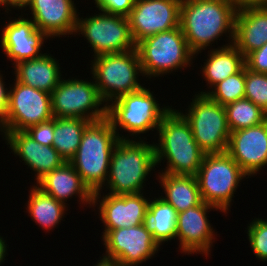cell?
I'll list each match as a JSON object with an SVG mask.
<instances>
[{"label": "cell", "mask_w": 267, "mask_h": 266, "mask_svg": "<svg viewBox=\"0 0 267 266\" xmlns=\"http://www.w3.org/2000/svg\"><path fill=\"white\" fill-rule=\"evenodd\" d=\"M237 10L233 0H182L180 27L190 50L201 53L227 32L233 41Z\"/></svg>", "instance_id": "cell-1"}, {"label": "cell", "mask_w": 267, "mask_h": 266, "mask_svg": "<svg viewBox=\"0 0 267 266\" xmlns=\"http://www.w3.org/2000/svg\"><path fill=\"white\" fill-rule=\"evenodd\" d=\"M159 140L155 144L156 165L163 159L167 167L162 173L196 175L205 153L194 139L189 123L176 109H171L158 127Z\"/></svg>", "instance_id": "cell-2"}, {"label": "cell", "mask_w": 267, "mask_h": 266, "mask_svg": "<svg viewBox=\"0 0 267 266\" xmlns=\"http://www.w3.org/2000/svg\"><path fill=\"white\" fill-rule=\"evenodd\" d=\"M119 135L107 117L90 122L75 156L69 161L93 193L100 191L107 181L114 147L120 139H128Z\"/></svg>", "instance_id": "cell-3"}, {"label": "cell", "mask_w": 267, "mask_h": 266, "mask_svg": "<svg viewBox=\"0 0 267 266\" xmlns=\"http://www.w3.org/2000/svg\"><path fill=\"white\" fill-rule=\"evenodd\" d=\"M140 140L120 139L114 147L105 184L110 194L123 195L143 191V183L149 172L155 168L156 158L155 144H147L141 138Z\"/></svg>", "instance_id": "cell-4"}, {"label": "cell", "mask_w": 267, "mask_h": 266, "mask_svg": "<svg viewBox=\"0 0 267 266\" xmlns=\"http://www.w3.org/2000/svg\"><path fill=\"white\" fill-rule=\"evenodd\" d=\"M91 62L94 82L106 105L121 95L143 87L137 79L143 72L136 48L122 53L102 54Z\"/></svg>", "instance_id": "cell-5"}, {"label": "cell", "mask_w": 267, "mask_h": 266, "mask_svg": "<svg viewBox=\"0 0 267 266\" xmlns=\"http://www.w3.org/2000/svg\"><path fill=\"white\" fill-rule=\"evenodd\" d=\"M136 49L143 75L149 78L186 68L195 56L181 27L148 37L140 41Z\"/></svg>", "instance_id": "cell-6"}, {"label": "cell", "mask_w": 267, "mask_h": 266, "mask_svg": "<svg viewBox=\"0 0 267 266\" xmlns=\"http://www.w3.org/2000/svg\"><path fill=\"white\" fill-rule=\"evenodd\" d=\"M195 176L202 201L226 214L238 184L247 175L227 152H223L205 154Z\"/></svg>", "instance_id": "cell-7"}, {"label": "cell", "mask_w": 267, "mask_h": 266, "mask_svg": "<svg viewBox=\"0 0 267 266\" xmlns=\"http://www.w3.org/2000/svg\"><path fill=\"white\" fill-rule=\"evenodd\" d=\"M153 93L144 86L135 92L121 95L107 105V118L115 132L118 128L139 135L146 131L158 130L162 118L172 109L160 108Z\"/></svg>", "instance_id": "cell-8"}, {"label": "cell", "mask_w": 267, "mask_h": 266, "mask_svg": "<svg viewBox=\"0 0 267 266\" xmlns=\"http://www.w3.org/2000/svg\"><path fill=\"white\" fill-rule=\"evenodd\" d=\"M189 107L186 115L179 113L189 123L200 149L205 154L226 152L231 132L224 106L198 93Z\"/></svg>", "instance_id": "cell-9"}, {"label": "cell", "mask_w": 267, "mask_h": 266, "mask_svg": "<svg viewBox=\"0 0 267 266\" xmlns=\"http://www.w3.org/2000/svg\"><path fill=\"white\" fill-rule=\"evenodd\" d=\"M102 102L95 82L76 78L61 79L51 92L54 117L98 121L107 117V105ZM101 104L103 107H100Z\"/></svg>", "instance_id": "cell-10"}, {"label": "cell", "mask_w": 267, "mask_h": 266, "mask_svg": "<svg viewBox=\"0 0 267 266\" xmlns=\"http://www.w3.org/2000/svg\"><path fill=\"white\" fill-rule=\"evenodd\" d=\"M80 32L90 43L94 57L122 53L136 48L128 17L105 12L81 18L78 15L75 34Z\"/></svg>", "instance_id": "cell-11"}, {"label": "cell", "mask_w": 267, "mask_h": 266, "mask_svg": "<svg viewBox=\"0 0 267 266\" xmlns=\"http://www.w3.org/2000/svg\"><path fill=\"white\" fill-rule=\"evenodd\" d=\"M5 112V131H25L30 126L51 120V94L15 81Z\"/></svg>", "instance_id": "cell-12"}, {"label": "cell", "mask_w": 267, "mask_h": 266, "mask_svg": "<svg viewBox=\"0 0 267 266\" xmlns=\"http://www.w3.org/2000/svg\"><path fill=\"white\" fill-rule=\"evenodd\" d=\"M182 0H135L128 16L132 39L140 41L180 27Z\"/></svg>", "instance_id": "cell-13"}, {"label": "cell", "mask_w": 267, "mask_h": 266, "mask_svg": "<svg viewBox=\"0 0 267 266\" xmlns=\"http://www.w3.org/2000/svg\"><path fill=\"white\" fill-rule=\"evenodd\" d=\"M104 256L116 259L122 266H137L151 259L159 250L147 223L110 230L103 238Z\"/></svg>", "instance_id": "cell-14"}, {"label": "cell", "mask_w": 267, "mask_h": 266, "mask_svg": "<svg viewBox=\"0 0 267 266\" xmlns=\"http://www.w3.org/2000/svg\"><path fill=\"white\" fill-rule=\"evenodd\" d=\"M100 191L93 193V207L99 202V213L105 230L102 238L112 229L129 228L146 223L149 201L143 192L116 195L108 193L100 201ZM99 199V200H98Z\"/></svg>", "instance_id": "cell-15"}, {"label": "cell", "mask_w": 267, "mask_h": 266, "mask_svg": "<svg viewBox=\"0 0 267 266\" xmlns=\"http://www.w3.org/2000/svg\"><path fill=\"white\" fill-rule=\"evenodd\" d=\"M226 152L249 177L267 165V120L230 133Z\"/></svg>", "instance_id": "cell-16"}, {"label": "cell", "mask_w": 267, "mask_h": 266, "mask_svg": "<svg viewBox=\"0 0 267 266\" xmlns=\"http://www.w3.org/2000/svg\"><path fill=\"white\" fill-rule=\"evenodd\" d=\"M210 208L220 210L202 201L199 205L178 213L176 238L180 242V249L185 254L209 255L212 241L215 239L214 229L206 216Z\"/></svg>", "instance_id": "cell-17"}, {"label": "cell", "mask_w": 267, "mask_h": 266, "mask_svg": "<svg viewBox=\"0 0 267 266\" xmlns=\"http://www.w3.org/2000/svg\"><path fill=\"white\" fill-rule=\"evenodd\" d=\"M48 38L44 32L37 30L31 19L19 16L18 19L5 24L0 46L8 59L14 61V65L20 61L40 57L42 44Z\"/></svg>", "instance_id": "cell-18"}, {"label": "cell", "mask_w": 267, "mask_h": 266, "mask_svg": "<svg viewBox=\"0 0 267 266\" xmlns=\"http://www.w3.org/2000/svg\"><path fill=\"white\" fill-rule=\"evenodd\" d=\"M28 7L37 30L48 37L75 35L78 15L73 0H31Z\"/></svg>", "instance_id": "cell-19"}, {"label": "cell", "mask_w": 267, "mask_h": 266, "mask_svg": "<svg viewBox=\"0 0 267 266\" xmlns=\"http://www.w3.org/2000/svg\"><path fill=\"white\" fill-rule=\"evenodd\" d=\"M4 137L14 154L36 173L37 181L65 162L53 146L41 145L25 131H5Z\"/></svg>", "instance_id": "cell-20"}, {"label": "cell", "mask_w": 267, "mask_h": 266, "mask_svg": "<svg viewBox=\"0 0 267 266\" xmlns=\"http://www.w3.org/2000/svg\"><path fill=\"white\" fill-rule=\"evenodd\" d=\"M36 186L43 192L51 195L56 200L65 203L68 198L78 194L79 201L84 205L93 202V192L83 182L80 175L70 162H64L60 167L45 174L40 180L36 181Z\"/></svg>", "instance_id": "cell-21"}, {"label": "cell", "mask_w": 267, "mask_h": 266, "mask_svg": "<svg viewBox=\"0 0 267 266\" xmlns=\"http://www.w3.org/2000/svg\"><path fill=\"white\" fill-rule=\"evenodd\" d=\"M267 43V7L238 9L233 45L246 57Z\"/></svg>", "instance_id": "cell-22"}, {"label": "cell", "mask_w": 267, "mask_h": 266, "mask_svg": "<svg viewBox=\"0 0 267 266\" xmlns=\"http://www.w3.org/2000/svg\"><path fill=\"white\" fill-rule=\"evenodd\" d=\"M14 69L18 82L49 94L58 86L62 76L58 61L47 53L20 61L14 65Z\"/></svg>", "instance_id": "cell-23"}, {"label": "cell", "mask_w": 267, "mask_h": 266, "mask_svg": "<svg viewBox=\"0 0 267 266\" xmlns=\"http://www.w3.org/2000/svg\"><path fill=\"white\" fill-rule=\"evenodd\" d=\"M159 180L165 192V197L161 198L174 207L178 213L202 202L196 176L160 172Z\"/></svg>", "instance_id": "cell-24"}, {"label": "cell", "mask_w": 267, "mask_h": 266, "mask_svg": "<svg viewBox=\"0 0 267 266\" xmlns=\"http://www.w3.org/2000/svg\"><path fill=\"white\" fill-rule=\"evenodd\" d=\"M228 44L210 50L209 58L202 67L203 77L211 88L220 81L238 73L245 66V57L233 45V41L231 40Z\"/></svg>", "instance_id": "cell-25"}, {"label": "cell", "mask_w": 267, "mask_h": 266, "mask_svg": "<svg viewBox=\"0 0 267 266\" xmlns=\"http://www.w3.org/2000/svg\"><path fill=\"white\" fill-rule=\"evenodd\" d=\"M177 218L178 212L161 196L149 201L146 223L159 246L176 238Z\"/></svg>", "instance_id": "cell-26"}, {"label": "cell", "mask_w": 267, "mask_h": 266, "mask_svg": "<svg viewBox=\"0 0 267 266\" xmlns=\"http://www.w3.org/2000/svg\"><path fill=\"white\" fill-rule=\"evenodd\" d=\"M90 122L82 118L54 117L52 146L65 162H69L75 156L84 130Z\"/></svg>", "instance_id": "cell-27"}, {"label": "cell", "mask_w": 267, "mask_h": 266, "mask_svg": "<svg viewBox=\"0 0 267 266\" xmlns=\"http://www.w3.org/2000/svg\"><path fill=\"white\" fill-rule=\"evenodd\" d=\"M27 211L32 220L41 225L45 230L50 231L56 227L65 217L66 204L46 194L40 188L33 185L27 203Z\"/></svg>", "instance_id": "cell-28"}, {"label": "cell", "mask_w": 267, "mask_h": 266, "mask_svg": "<svg viewBox=\"0 0 267 266\" xmlns=\"http://www.w3.org/2000/svg\"><path fill=\"white\" fill-rule=\"evenodd\" d=\"M224 108L230 132L260 125L267 120V113L246 98L229 103Z\"/></svg>", "instance_id": "cell-29"}, {"label": "cell", "mask_w": 267, "mask_h": 266, "mask_svg": "<svg viewBox=\"0 0 267 266\" xmlns=\"http://www.w3.org/2000/svg\"><path fill=\"white\" fill-rule=\"evenodd\" d=\"M213 88L212 91H201L200 94H206L222 106L243 99L245 97V66L238 73L214 85Z\"/></svg>", "instance_id": "cell-30"}, {"label": "cell", "mask_w": 267, "mask_h": 266, "mask_svg": "<svg viewBox=\"0 0 267 266\" xmlns=\"http://www.w3.org/2000/svg\"><path fill=\"white\" fill-rule=\"evenodd\" d=\"M267 113V74L255 73L245 66V97Z\"/></svg>", "instance_id": "cell-31"}, {"label": "cell", "mask_w": 267, "mask_h": 266, "mask_svg": "<svg viewBox=\"0 0 267 266\" xmlns=\"http://www.w3.org/2000/svg\"><path fill=\"white\" fill-rule=\"evenodd\" d=\"M251 248L258 259L267 261V220L254 219L247 228Z\"/></svg>", "instance_id": "cell-32"}, {"label": "cell", "mask_w": 267, "mask_h": 266, "mask_svg": "<svg viewBox=\"0 0 267 266\" xmlns=\"http://www.w3.org/2000/svg\"><path fill=\"white\" fill-rule=\"evenodd\" d=\"M25 132L35 141L45 146H52L54 135V117L46 122L30 126Z\"/></svg>", "instance_id": "cell-33"}, {"label": "cell", "mask_w": 267, "mask_h": 266, "mask_svg": "<svg viewBox=\"0 0 267 266\" xmlns=\"http://www.w3.org/2000/svg\"><path fill=\"white\" fill-rule=\"evenodd\" d=\"M100 12L128 17L135 0H94Z\"/></svg>", "instance_id": "cell-34"}, {"label": "cell", "mask_w": 267, "mask_h": 266, "mask_svg": "<svg viewBox=\"0 0 267 266\" xmlns=\"http://www.w3.org/2000/svg\"><path fill=\"white\" fill-rule=\"evenodd\" d=\"M245 66L252 72L267 74V43L245 57Z\"/></svg>", "instance_id": "cell-35"}, {"label": "cell", "mask_w": 267, "mask_h": 266, "mask_svg": "<svg viewBox=\"0 0 267 266\" xmlns=\"http://www.w3.org/2000/svg\"><path fill=\"white\" fill-rule=\"evenodd\" d=\"M237 9L267 7V0H233Z\"/></svg>", "instance_id": "cell-36"}, {"label": "cell", "mask_w": 267, "mask_h": 266, "mask_svg": "<svg viewBox=\"0 0 267 266\" xmlns=\"http://www.w3.org/2000/svg\"><path fill=\"white\" fill-rule=\"evenodd\" d=\"M5 82H3V77L0 75V108L6 112L9 105V95L10 90L5 88Z\"/></svg>", "instance_id": "cell-37"}, {"label": "cell", "mask_w": 267, "mask_h": 266, "mask_svg": "<svg viewBox=\"0 0 267 266\" xmlns=\"http://www.w3.org/2000/svg\"><path fill=\"white\" fill-rule=\"evenodd\" d=\"M31 3V0H6V11L10 10V6L11 7H15L18 9L21 8H27V6ZM9 6V7H8Z\"/></svg>", "instance_id": "cell-38"}, {"label": "cell", "mask_w": 267, "mask_h": 266, "mask_svg": "<svg viewBox=\"0 0 267 266\" xmlns=\"http://www.w3.org/2000/svg\"><path fill=\"white\" fill-rule=\"evenodd\" d=\"M100 261V262H99ZM95 266H122L116 259L103 256Z\"/></svg>", "instance_id": "cell-39"}, {"label": "cell", "mask_w": 267, "mask_h": 266, "mask_svg": "<svg viewBox=\"0 0 267 266\" xmlns=\"http://www.w3.org/2000/svg\"><path fill=\"white\" fill-rule=\"evenodd\" d=\"M7 244H5V240L0 236V264L4 262L6 257Z\"/></svg>", "instance_id": "cell-40"}, {"label": "cell", "mask_w": 267, "mask_h": 266, "mask_svg": "<svg viewBox=\"0 0 267 266\" xmlns=\"http://www.w3.org/2000/svg\"><path fill=\"white\" fill-rule=\"evenodd\" d=\"M5 125H6V119H5V112L0 108V131L5 133Z\"/></svg>", "instance_id": "cell-41"}, {"label": "cell", "mask_w": 267, "mask_h": 266, "mask_svg": "<svg viewBox=\"0 0 267 266\" xmlns=\"http://www.w3.org/2000/svg\"><path fill=\"white\" fill-rule=\"evenodd\" d=\"M0 6H5L6 7V0H0Z\"/></svg>", "instance_id": "cell-42"}]
</instances>
